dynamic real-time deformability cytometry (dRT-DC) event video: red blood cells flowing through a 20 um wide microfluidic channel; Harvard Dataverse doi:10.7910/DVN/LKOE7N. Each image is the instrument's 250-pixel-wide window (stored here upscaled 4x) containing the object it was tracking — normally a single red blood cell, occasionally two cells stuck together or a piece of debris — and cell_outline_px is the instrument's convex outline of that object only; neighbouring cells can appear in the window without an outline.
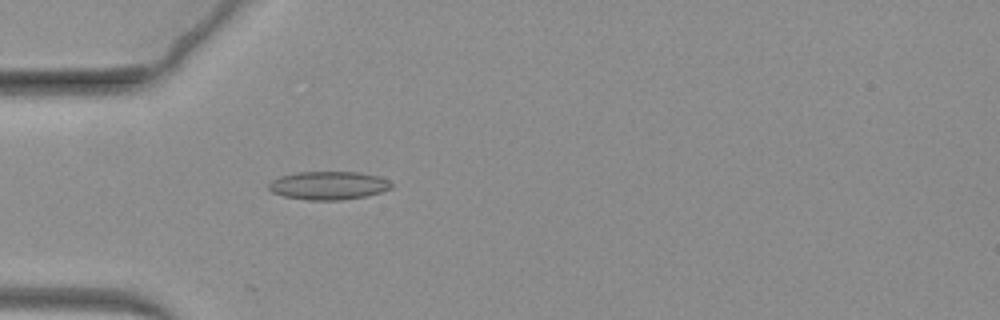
{"species": "common noctule bat (a hibernating species)", "species_latin": "Nyctalus noctula", "temperature_condition": "warm", "stored_images_in_passage": 16, "camera_frame_rate_fps": 3000, "um_per_image_px": 0.085, "animal": {"sex": "female", "body_mass_g": 19.3, "forearm_length_mm": 54.1}, "frame": {"image": 1, "passage_image": 2, "time_ms": 0.333, "image_size_px": [1000, 320], "cell_outline_px": [[392, 188], [368, 196], [340, 200], [308, 200], [284, 196], [272, 192], [268, 188], [268, 184], [272, 180], [280, 176], [296, 172], [360, 172], [380, 176], [388, 180], [392, 184]], "centroid_in_image_um": [27.93, 15.76], "position_along_channel_um": 57.1, "area_um2": 20.35}}
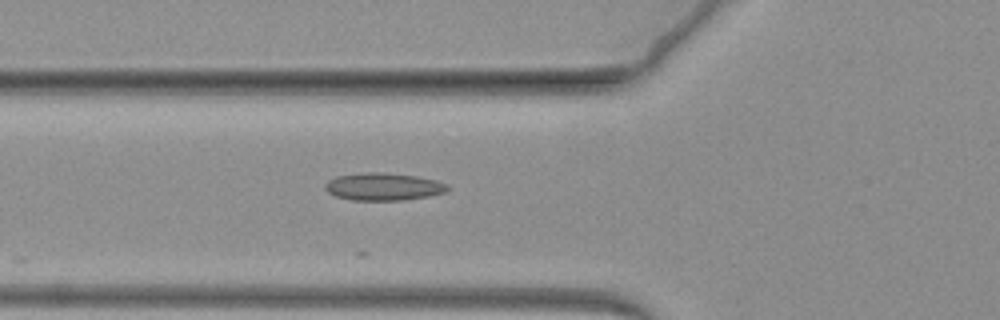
{"frame": {"image": 2, "passage_image": 6, "time_ms": 1.667, "image_size_px": [1000, 320], "cell_outline_px": [[448, 188], [444, 192], [428, 196], [404, 200], [352, 200], [336, 196], [328, 192], [324, 188], [324, 184], [328, 180], [336, 176], [368, 172], [380, 172], [416, 176], [436, 180], [448, 184]], "centroid_in_image_um": [32.56, 15.86], "position_along_channel_um": 93.2, "area_um2": 19.54}}
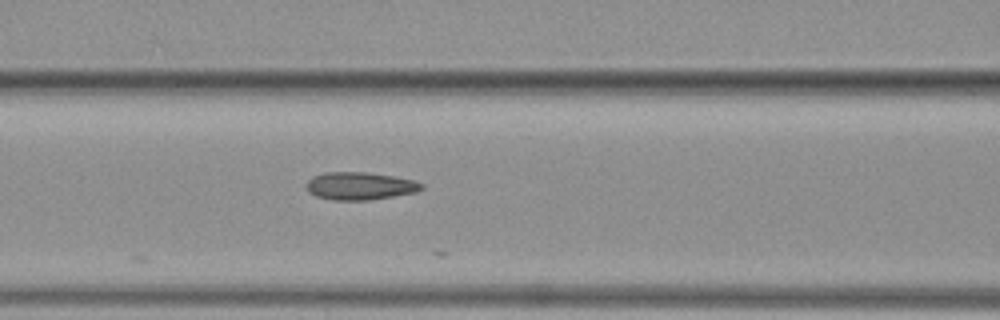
{"frame": {"image": 3, "passage_image": 10, "time_ms": 3.0, "image_size_px": [1000, 320], "cell_outline_px": [[424, 188], [416, 192], [368, 200], [332, 200], [316, 196], [308, 192], [304, 184], [312, 176], [324, 172], [368, 172], [392, 176], [412, 180], [424, 184]], "centroid_in_image_um": [30.54, 15.8], "position_along_channel_um": 136.1, "area_um2": 18.67}}